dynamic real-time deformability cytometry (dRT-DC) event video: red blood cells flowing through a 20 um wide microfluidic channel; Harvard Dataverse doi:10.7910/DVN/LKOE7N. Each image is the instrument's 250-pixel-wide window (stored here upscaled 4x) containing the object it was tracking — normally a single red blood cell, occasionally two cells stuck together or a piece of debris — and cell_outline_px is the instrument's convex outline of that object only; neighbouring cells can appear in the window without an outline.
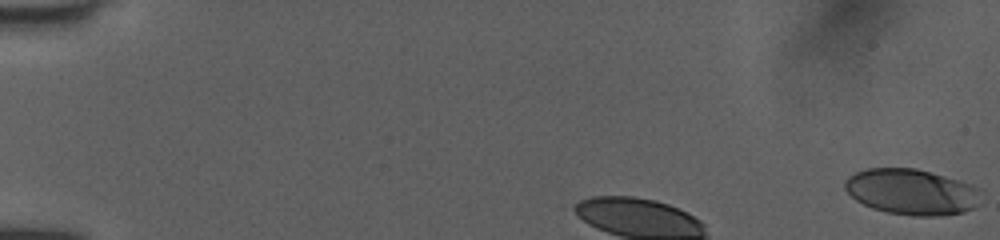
{"species": "human", "species_latin": "Homo sapiens", "temperature_condition": "room temperature", "stored_images_in_passage": 8, "camera_frame_rate_fps": 3000, "um_per_image_px": 0.085, "donor": {"sex": "female"}, "frame": {"image": 1, "passage_image": 1, "time_ms": 0.0, "image_size_px": [1000, 240], "cell_outline_px": [[984, 192], [976, 204], [972, 208], [964, 212], [940, 216], [912, 216], [888, 212], [872, 208], [856, 200], [844, 188], [844, 180], [848, 176], [856, 172], [868, 168], [916, 168], [960, 180], [972, 184]], "centroid_in_image_um": [77.5, 16.3], "position_along_channel_um": 7.5, "area_um2": 36.53}}